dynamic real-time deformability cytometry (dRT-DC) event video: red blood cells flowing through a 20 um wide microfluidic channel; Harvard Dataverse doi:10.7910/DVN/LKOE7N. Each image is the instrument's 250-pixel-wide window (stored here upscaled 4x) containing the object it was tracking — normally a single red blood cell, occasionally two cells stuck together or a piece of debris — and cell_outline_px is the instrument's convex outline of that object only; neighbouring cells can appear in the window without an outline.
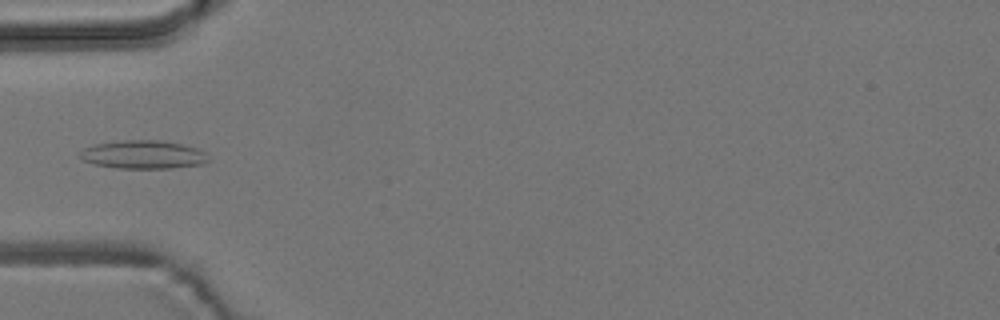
{"species": "common noctule bat (a hibernating species)", "species_latin": "Nyctalus noctula", "temperature_condition": "room temperature", "stored_images_in_passage": 6, "camera_frame_rate_fps": 3000, "um_per_image_px": 0.085, "animal": {"sex": "male", "body_mass_g": 19.2, "forearm_length_mm": 51.8}, "frame": {"image": 1, "passage_image": 6, "time_ms": 5.667, "image_size_px": [1000, 320], "cell_outline_px": [[208, 160], [204, 164], [172, 168], [116, 168], [96, 164], [84, 160], [76, 156], [84, 148], [92, 144], [116, 140], [160, 140], [180, 144], [196, 148], [204, 152]], "centroid_in_image_um": [12.12, 13.13], "position_along_channel_um": 72.9, "area_um2": 21.27}}